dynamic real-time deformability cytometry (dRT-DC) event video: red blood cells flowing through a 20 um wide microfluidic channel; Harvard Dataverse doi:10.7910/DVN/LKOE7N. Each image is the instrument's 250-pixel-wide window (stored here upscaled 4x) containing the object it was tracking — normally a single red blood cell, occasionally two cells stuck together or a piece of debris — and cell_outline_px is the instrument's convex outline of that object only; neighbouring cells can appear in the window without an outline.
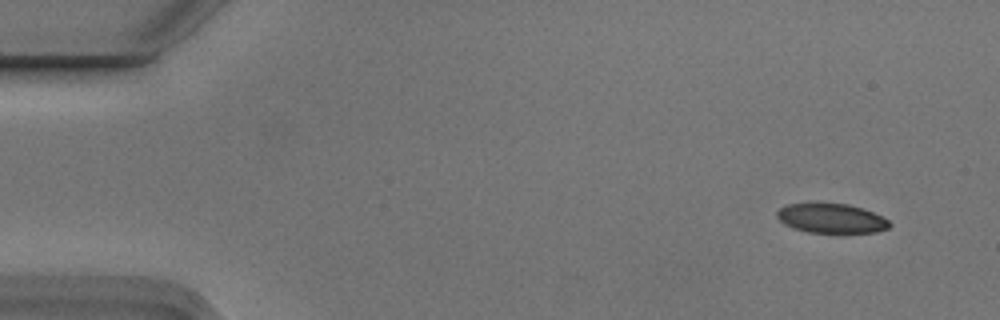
{"species": "Egyptian fruit bat (a non-hibernating species)", "species_latin": "Rousettus aegyptiacus", "temperature_condition": "cold", "stored_images_in_passage": 6, "camera_frame_rate_fps": 3000, "um_per_image_px": 0.085, "animal": {"sex": "male"}, "frame": {"image": 1, "passage_image": 1, "time_ms": 0.0, "image_size_px": [1000, 320], "cell_outline_px": [[892, 224], [888, 228], [876, 232], [808, 232], [792, 228], [784, 224], [776, 216], [776, 212], [780, 208], [788, 204], [812, 200], [816, 200], [848, 204], [872, 212], [888, 220]], "centroid_in_image_um": [70.58, 18.5], "position_along_channel_um": 14.4, "area_um2": 19.88}}
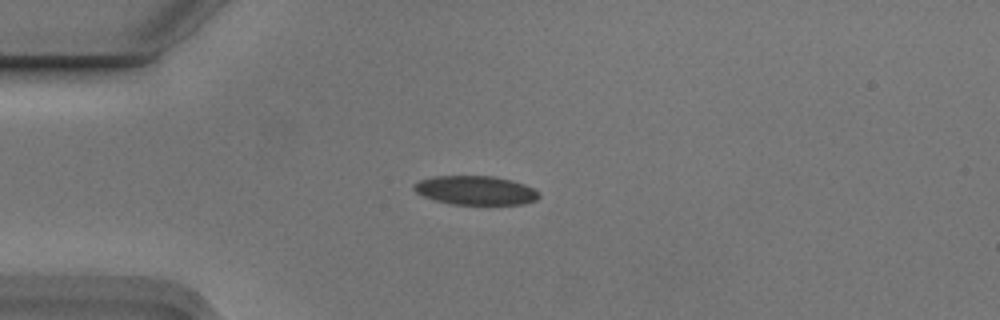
{"frame": {"image": 2, "passage_image": 4, "time_ms": 1.0, "image_size_px": [1000, 320], "cell_outline_px": [[540, 196], [536, 200], [524, 204], [452, 204], [436, 200], [424, 196], [416, 192], [412, 188], [412, 184], [420, 180], [432, 176], [492, 176], [512, 180], [524, 184], [532, 188]], "centroid_in_image_um": [40.39, 16.17], "position_along_channel_um": 44.6, "area_um2": 20.98}}
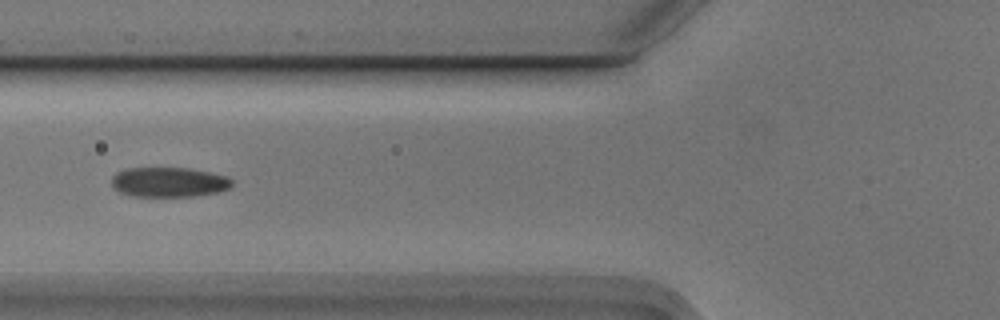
{"frame": {"image": 3, "passage_image": 6, "time_ms": 1.667, "image_size_px": [1000, 320], "cell_outline_px": [[232, 184], [228, 188], [216, 192], [192, 196], [132, 196], [120, 192], [112, 188], [112, 176], [116, 172], [128, 168], [188, 168], [228, 176], [232, 180]], "centroid_in_image_um": [14.31, 15.47], "position_along_channel_um": 111.5, "area_um2": 20.81}}